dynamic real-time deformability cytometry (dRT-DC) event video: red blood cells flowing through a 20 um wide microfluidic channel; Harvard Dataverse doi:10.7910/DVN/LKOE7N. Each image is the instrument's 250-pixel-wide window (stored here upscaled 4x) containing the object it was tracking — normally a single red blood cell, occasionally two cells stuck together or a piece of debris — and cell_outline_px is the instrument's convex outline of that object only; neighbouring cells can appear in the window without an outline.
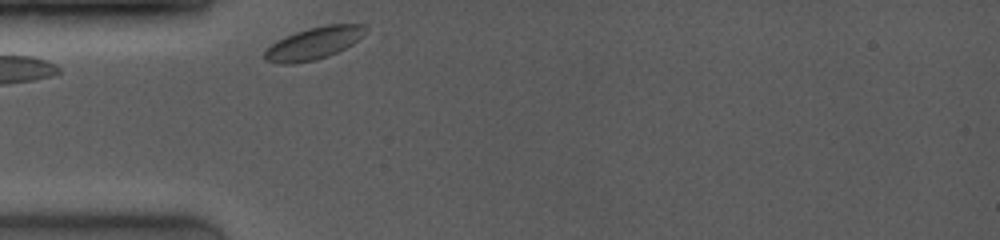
{"species": "common noctule bat (a hibernating species)", "species_latin": "Nyctalus noctula", "temperature_condition": "room temperature", "stored_images_in_passage": 12, "camera_frame_rate_fps": 4000, "um_per_image_px": 0.085, "animal": {"sex": "female", "body_mass_g": 19.0, "forearm_length_mm": 53.3}, "frame": {"image": 1, "passage_image": 1, "time_ms": 0.0, "image_size_px": [1000, 240], "cell_outline_px": [[368, 32], [364, 36], [352, 44], [328, 56], [312, 60], [292, 64], [280, 64], [264, 60], [264, 52], [276, 40], [296, 32], [308, 28], [328, 24], [364, 24], [368, 28]], "centroid_in_image_um": [26.7, 3.66], "position_along_channel_um": 58.3, "area_um2": 18.96}}
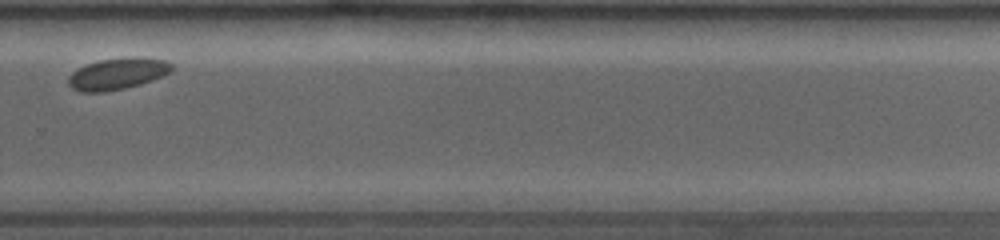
{"frame": {"image": 2, "passage_image": 10, "time_ms": 7.25, "image_size_px": [1000, 240], "cell_outline_px": [[176, 68], [172, 72], [164, 76], [140, 84], [124, 88], [104, 92], [80, 92], [72, 88], [68, 84], [68, 76], [76, 68], [100, 60], [132, 56], [140, 56], [168, 60]], "centroid_in_image_um": [10.04, 6.25], "position_along_channel_um": 319.8, "area_um2": 19.42}}
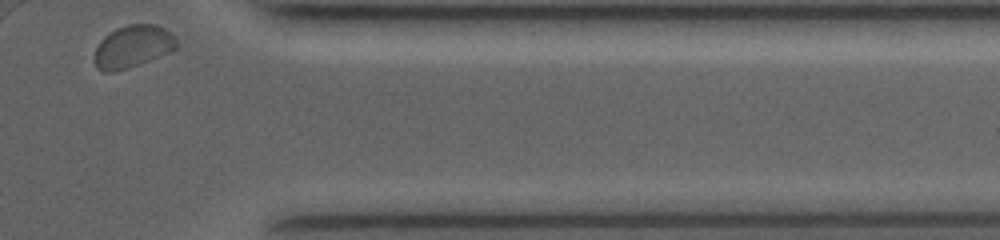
{"frame": {"image": 3, "passage_image": 12, "time_ms": 9.5, "image_size_px": [1000, 240], "cell_outline_px": [[176, 48], [172, 52], [128, 68], [116, 72], [104, 72], [96, 68], [96, 48], [100, 40], [108, 32], [116, 28], [128, 24], [156, 24], [164, 28], [176, 36]], "centroid_in_image_um": [11.3, 3.95], "position_along_channel_um": 400.1, "area_um2": 20.4}}